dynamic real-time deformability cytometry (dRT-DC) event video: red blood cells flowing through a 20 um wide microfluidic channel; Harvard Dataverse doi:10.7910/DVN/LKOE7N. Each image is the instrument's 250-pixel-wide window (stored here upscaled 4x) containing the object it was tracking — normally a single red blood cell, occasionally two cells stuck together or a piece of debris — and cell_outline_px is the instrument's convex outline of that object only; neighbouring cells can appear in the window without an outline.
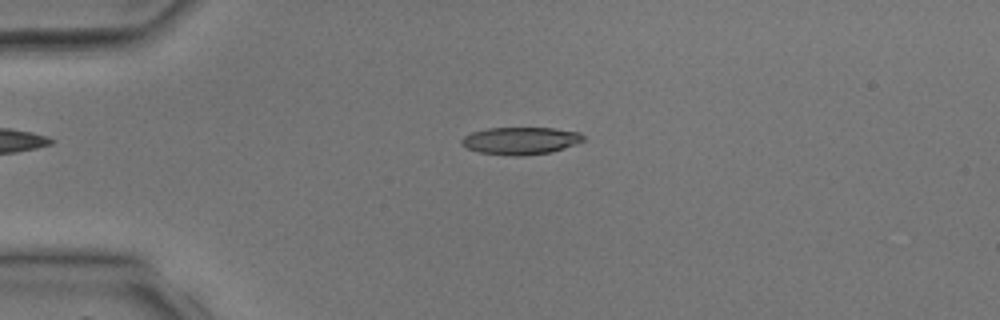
{"species": "common noctule bat (a hibernating species)", "species_latin": "Nyctalus noctula", "temperature_condition": "room temperature", "stored_images_in_passage": 3, "camera_frame_rate_fps": 3000, "um_per_image_px": 0.085, "animal": {"sex": "male", "body_mass_g": 17.9, "forearm_length_mm": 54.2}, "frame": {"image": 1, "passage_image": 2, "time_ms": 1.333, "image_size_px": [1000, 320], "cell_outline_px": [[584, 140], [576, 144], [552, 152], [520, 156], [512, 156], [480, 152], [468, 148], [460, 144], [460, 140], [464, 136], [472, 132], [488, 128], [556, 128], [580, 132], [584, 136]], "centroid_in_image_um": [44.26, 11.96], "position_along_channel_um": 40.7, "area_um2": 19.48}}